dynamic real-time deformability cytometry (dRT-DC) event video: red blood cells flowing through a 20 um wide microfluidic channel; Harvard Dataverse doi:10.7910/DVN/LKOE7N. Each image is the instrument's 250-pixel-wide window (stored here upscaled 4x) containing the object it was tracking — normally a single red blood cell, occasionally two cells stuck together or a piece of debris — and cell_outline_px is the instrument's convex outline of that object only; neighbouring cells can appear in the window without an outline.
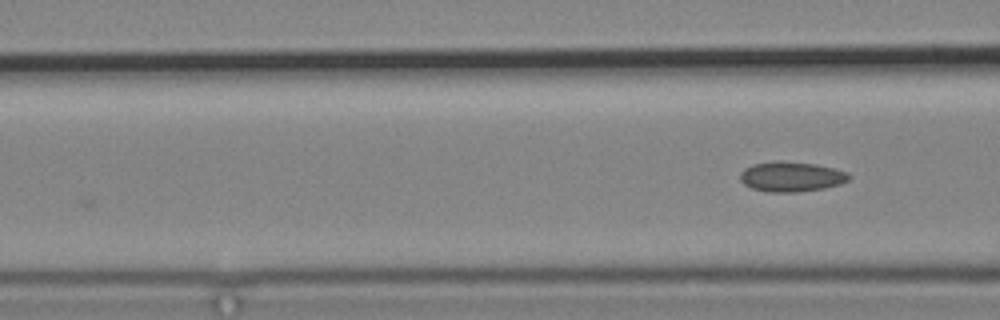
{"species": "common noctule bat (a hibernating species)", "species_latin": "Nyctalus noctula", "temperature_condition": "cold", "stored_images_in_passage": 3, "camera_frame_rate_fps": 3000, "um_per_image_px": 0.085, "animal": {"sex": "male", "body_mass_g": 19.2, "forearm_length_mm": 51.8}, "frame": {"image": 1, "passage_image": 3, "time_ms": 2.667, "image_size_px": [1000, 320], "cell_outline_px": [[852, 176], [848, 180], [840, 184], [824, 188], [796, 192], [768, 192], [752, 188], [744, 184], [740, 180], [740, 172], [744, 168], [752, 164], [776, 160], [780, 160], [816, 164], [836, 168], [848, 172]], "centroid_in_image_um": [67.26, 15.0], "position_along_channel_um": 99.3, "area_um2": 19.31}}